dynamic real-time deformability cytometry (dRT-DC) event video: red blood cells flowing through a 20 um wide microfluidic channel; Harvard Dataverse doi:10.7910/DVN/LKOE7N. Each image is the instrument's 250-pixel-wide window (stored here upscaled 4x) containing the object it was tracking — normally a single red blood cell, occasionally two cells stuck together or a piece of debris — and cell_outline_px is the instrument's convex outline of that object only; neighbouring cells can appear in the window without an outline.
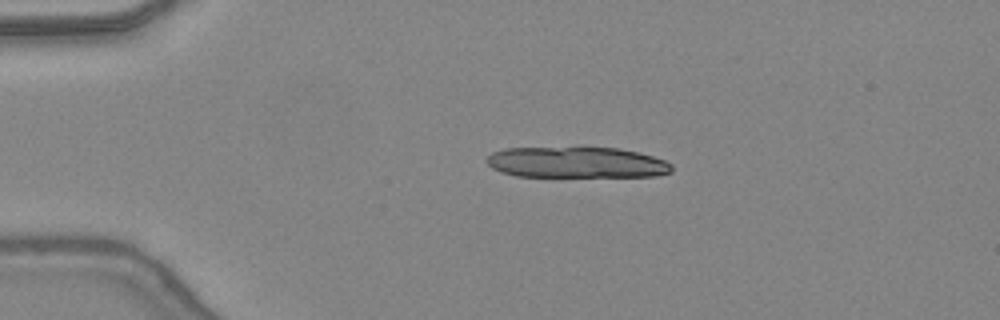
{"species": "common noctule bat (a hibernating species)", "species_latin": "Nyctalus noctula", "temperature_condition": "warm", "stored_images_in_passage": 11, "camera_frame_rate_fps": 3000, "um_per_image_px": 0.085, "animal": {"sex": "female", "body_mass_g": 24.6, "forearm_length_mm": 56.2}, "frame": {"image": 1, "passage_image": 3, "time_ms": 0.667, "image_size_px": [1000, 320], "cell_outline_px": [[672, 172], [656, 176], [516, 176], [500, 172], [492, 168], [488, 164], [488, 156], [492, 152], [504, 148], [620, 148], [640, 152], [664, 160], [672, 164]], "centroid_in_image_um": [49.03, 13.81], "position_along_channel_um": 36.0, "area_um2": 33.29}}
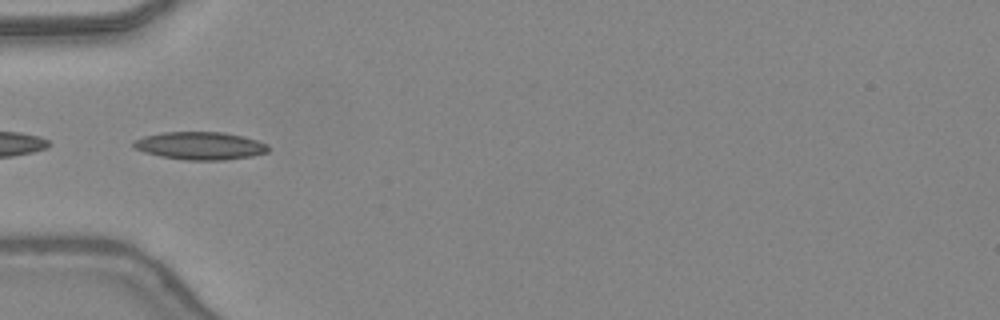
{"frame": {"image": 2, "passage_image": 9, "time_ms": 2.667, "image_size_px": [1000, 320], "cell_outline_px": [[268, 152], [252, 156], [224, 160], [184, 160], [160, 156], [144, 152], [136, 148], [132, 144], [136, 140], [144, 136], [164, 132], [224, 132], [244, 136], [268, 144]], "centroid_in_image_um": [17.04, 12.39], "position_along_channel_um": 68.0, "area_um2": 21.79}}